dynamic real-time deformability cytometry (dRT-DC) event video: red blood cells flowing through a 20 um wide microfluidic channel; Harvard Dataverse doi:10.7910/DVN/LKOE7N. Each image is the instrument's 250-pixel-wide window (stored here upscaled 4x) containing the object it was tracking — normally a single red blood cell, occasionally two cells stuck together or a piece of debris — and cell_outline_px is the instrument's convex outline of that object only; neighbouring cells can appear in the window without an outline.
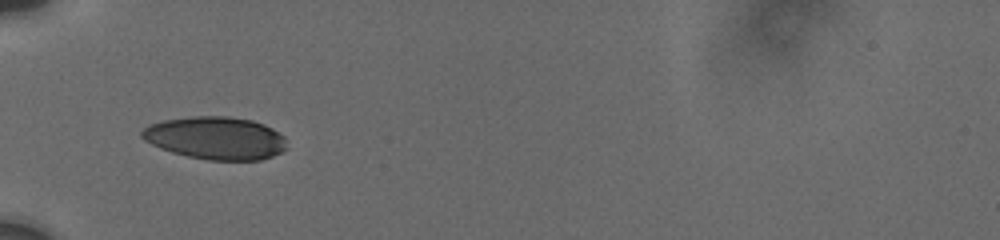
{"species": "human", "species_latin": "Homo sapiens", "temperature_condition": "cold", "stored_images_in_passage": 58, "camera_frame_rate_fps": 3000, "um_per_image_px": 0.085, "donor": {"sex": "male"}, "frame": {"image": 1, "passage_image": 1, "time_ms": 0.0, "image_size_px": [1000, 240], "cell_outline_px": [[288, 148], [272, 156], [260, 160], [208, 160], [188, 156], [172, 152], [160, 148], [144, 140], [140, 136], [140, 132], [148, 124], [164, 120], [192, 116], [228, 116], [252, 120], [264, 124], [272, 128], [284, 136]], "centroid_in_image_um": [18.33, 11.73], "position_along_channel_um": 66.7, "area_um2": 36.24}}
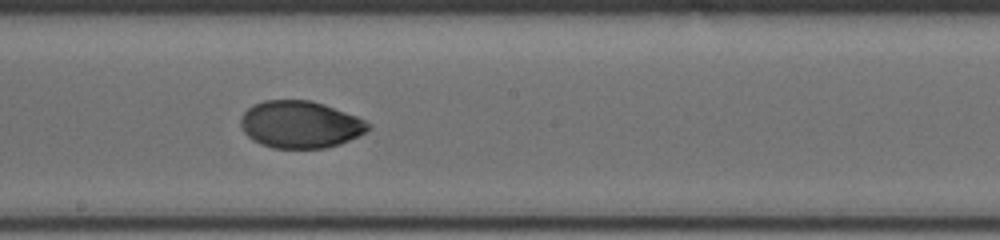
{"frame": {"image": 2, "passage_image": 17, "time_ms": 4.333, "image_size_px": [1000, 240], "cell_outline_px": [[372, 128], [340, 144], [324, 148], [272, 148], [260, 144], [252, 140], [244, 132], [240, 124], [240, 116], [252, 104], [264, 100], [308, 100], [324, 104], [356, 116], [372, 124]], "centroid_in_image_um": [25.49, 10.58], "position_along_channel_um": 222.7, "area_um2": 35.08}}
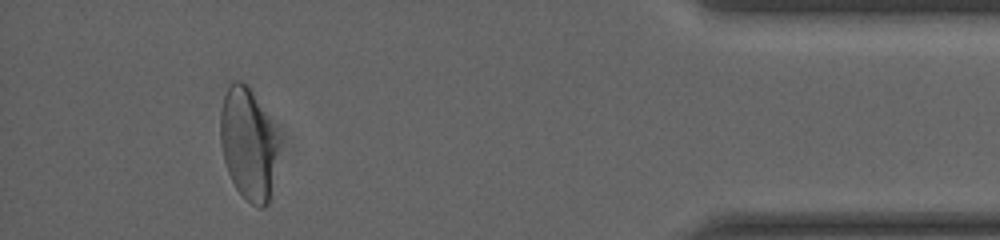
{"frame": {"image": 3, "passage_image": 47, "time_ms": 10.667, "image_size_px": [1000, 240], "cell_outline_px": [[276, 148], [268, 204], [264, 208], [260, 208], [252, 204], [236, 188], [228, 172], [224, 160], [220, 144], [220, 112], [224, 96], [232, 80], [240, 80], [248, 84], [276, 136]], "centroid_in_image_um": [21.02, 12.2], "position_along_channel_um": 414.2, "area_um2": 36.59}, "authors_computed_cell_mechanics": {"area_um2": 36.0094, "velocity_mm_per_s": 3.7512, "shape_relaxation_time_tau1_ms": 5.9954, "shape_relaxation_time_tau2_ms": 1.1668, "deformation_change_tau1": 0.1718, "deformation_change_tau2": 0.0275}}